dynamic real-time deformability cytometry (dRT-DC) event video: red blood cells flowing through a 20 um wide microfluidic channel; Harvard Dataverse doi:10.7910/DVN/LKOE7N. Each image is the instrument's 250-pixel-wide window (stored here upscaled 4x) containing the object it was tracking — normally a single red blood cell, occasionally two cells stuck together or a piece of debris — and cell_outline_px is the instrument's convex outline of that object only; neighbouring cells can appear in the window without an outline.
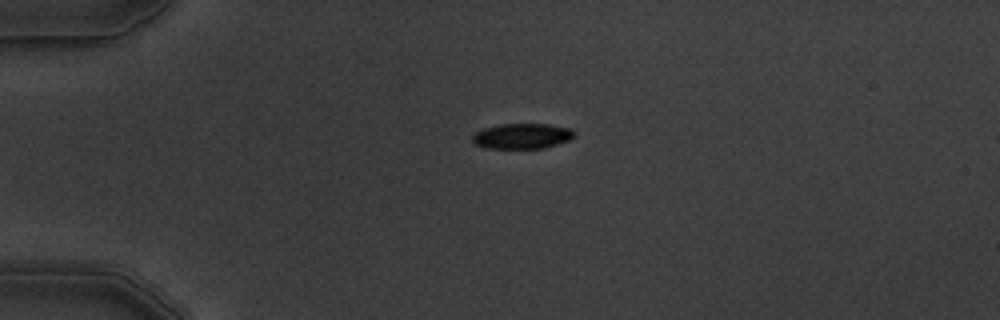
{"species": "common noctule bat (a hibernating species)", "species_latin": "Nyctalus noctula", "temperature_condition": "warm", "stored_images_in_passage": 6, "camera_frame_rate_fps": 3000, "um_per_image_px": 0.085, "animal": {"sex": "male", "body_mass_g": 19.5, "forearm_length_mm": 54.6}, "frame": {"image": 1, "passage_image": 6, "time_ms": 6.667, "image_size_px": [1000, 320], "cell_outline_px": [[576, 136], [568, 140], [544, 148], [484, 148], [472, 144], [472, 136], [476, 132], [484, 128], [500, 124], [548, 124], [572, 128], [576, 132]], "centroid_in_image_um": [44.38, 11.56], "position_along_channel_um": 40.6, "area_um2": 15.2}}